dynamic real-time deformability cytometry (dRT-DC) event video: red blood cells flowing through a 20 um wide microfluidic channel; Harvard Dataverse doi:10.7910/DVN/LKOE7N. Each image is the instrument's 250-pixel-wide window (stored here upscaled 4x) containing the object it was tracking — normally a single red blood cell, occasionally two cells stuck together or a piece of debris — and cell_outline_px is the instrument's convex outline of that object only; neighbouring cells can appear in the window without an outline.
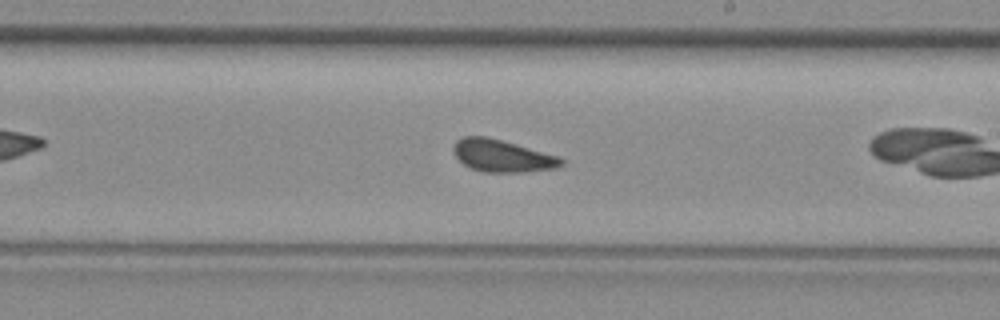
{"species": "common noctule bat (a hibernating species)", "species_latin": "Nyctalus noctula", "temperature_condition": "room temperature", "stored_images_in_passage": 23, "camera_frame_rate_fps": 3000, "um_per_image_px": 0.085, "animal": {"sex": "female", "body_mass_g": 29.2, "forearm_length_mm": 56.3}, "frame": {"image": 1, "passage_image": 14, "time_ms": 4.333, "image_size_px": [1000, 320], "cell_outline_px": [[564, 164], [556, 168], [524, 172], [484, 172], [472, 168], [464, 164], [456, 156], [452, 148], [456, 140], [464, 136], [484, 136], [500, 140], [556, 156], [564, 160]], "centroid_in_image_um": [42.65, 13.25], "position_along_channel_um": 246.3, "area_um2": 19.83}}